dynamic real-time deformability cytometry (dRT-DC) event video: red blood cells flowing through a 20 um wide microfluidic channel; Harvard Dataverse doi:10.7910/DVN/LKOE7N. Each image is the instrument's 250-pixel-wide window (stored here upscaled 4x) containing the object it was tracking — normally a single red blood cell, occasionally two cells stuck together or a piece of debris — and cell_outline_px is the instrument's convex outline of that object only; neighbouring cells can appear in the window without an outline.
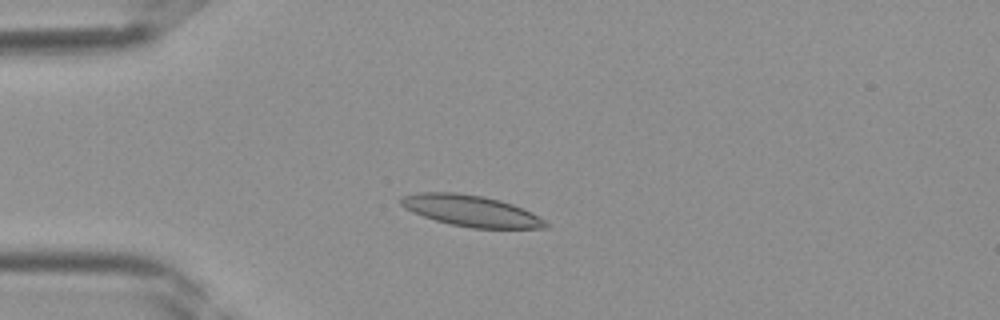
{"species": "Egyptian fruit bat (a non-hibernating species)", "species_latin": "Rousettus aegyptiacus", "temperature_condition": "room temperature", "stored_images_in_passage": 33, "camera_frame_rate_fps": 3000, "um_per_image_px": 0.085, "frame": {"image": 1, "passage_image": 8, "time_ms": 2.333, "image_size_px": [1000, 320], "cell_outline_px": [[548, 228], [472, 228], [452, 224], [436, 220], [424, 216], [404, 208], [400, 204], [400, 196], [416, 192], [456, 192], [484, 196], [500, 200], [512, 204], [532, 212], [544, 220], [548, 224]], "centroid_in_image_um": [40.02, 17.9], "position_along_channel_um": 45.0, "area_um2": 26.24}}
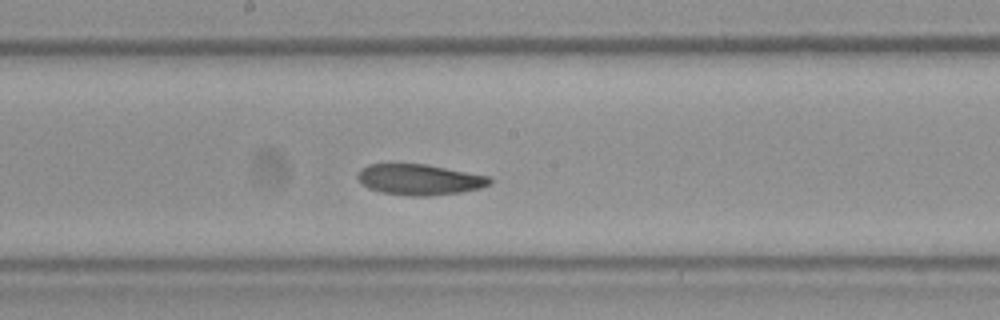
{"frame": {"image": 2, "passage_image": 19, "time_ms": 6.0, "image_size_px": [1000, 320], "cell_outline_px": [[492, 184], [480, 188], [460, 192], [428, 196], [412, 196], [380, 192], [368, 188], [356, 176], [360, 168], [368, 164], [428, 164], [492, 176]], "centroid_in_image_um": [35.7, 15.25], "position_along_channel_um": 212.5, "area_um2": 23.93}}
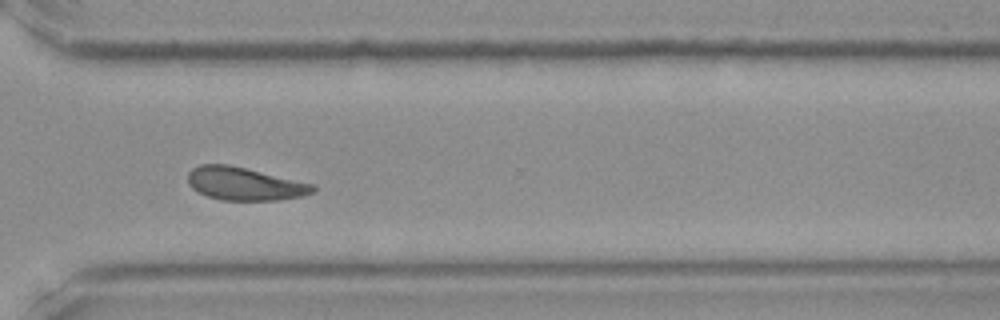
{"frame": {"image": 3, "passage_image": 27, "time_ms": 8.667, "image_size_px": [1000, 320], "cell_outline_px": [[316, 192], [304, 196], [280, 200], [220, 200], [208, 196], [192, 188], [188, 184], [188, 172], [192, 168], [200, 164], [228, 164], [316, 184]], "centroid_in_image_um": [20.83, 15.62], "position_along_channel_um": 349.8, "area_um2": 24.28}}